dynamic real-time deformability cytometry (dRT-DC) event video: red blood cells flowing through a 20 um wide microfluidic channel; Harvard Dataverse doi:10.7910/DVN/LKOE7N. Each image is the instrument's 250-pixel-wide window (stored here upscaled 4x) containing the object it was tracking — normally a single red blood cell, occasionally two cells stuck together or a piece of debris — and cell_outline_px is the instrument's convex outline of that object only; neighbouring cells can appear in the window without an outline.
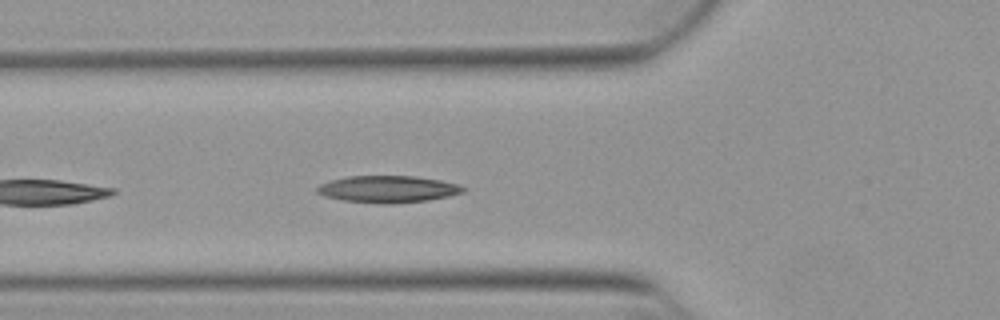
{"species": "Egyptian fruit bat (a non-hibernating species)", "species_latin": "Rousettus aegyptiacus", "temperature_condition": "warm", "stored_images_in_passage": 9, "camera_frame_rate_fps": 3000, "um_per_image_px": 0.085, "animal": {"sex": "female"}, "frame": {"image": 1, "passage_image": 4, "time_ms": 1.0, "image_size_px": [1000, 320], "cell_outline_px": [[468, 188], [464, 192], [448, 196], [428, 200], [392, 204], [376, 204], [340, 200], [324, 196], [316, 192], [316, 188], [320, 184], [332, 180], [348, 176], [416, 176], [440, 180], [460, 184]], "centroid_in_image_um": [32.99, 16.08], "position_along_channel_um": 92.8, "area_um2": 23.18}}